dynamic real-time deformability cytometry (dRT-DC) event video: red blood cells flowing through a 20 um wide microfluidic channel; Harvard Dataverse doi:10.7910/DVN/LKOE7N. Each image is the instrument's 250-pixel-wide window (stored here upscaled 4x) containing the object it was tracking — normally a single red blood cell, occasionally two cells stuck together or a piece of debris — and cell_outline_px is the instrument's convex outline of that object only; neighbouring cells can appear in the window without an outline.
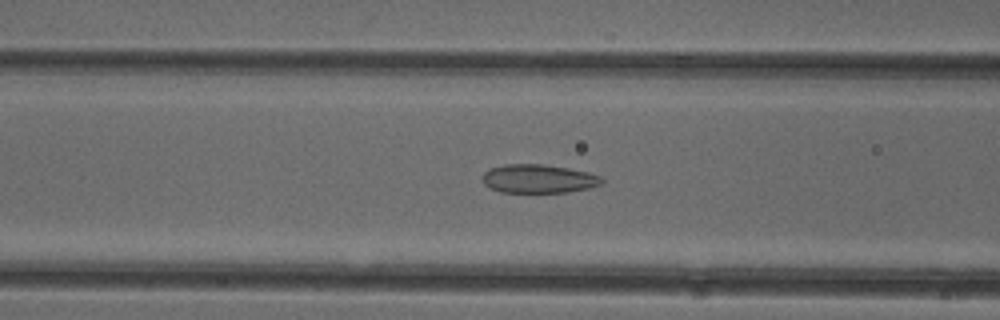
{"species": "common noctule bat (a hibernating species)", "species_latin": "Nyctalus noctula", "temperature_condition": "cold", "stored_images_in_passage": 39, "camera_frame_rate_fps": 3000, "um_per_image_px": 0.085, "animal": {"sex": "female"}, "frame": {"image": 1, "passage_image": 12, "time_ms": 3.667, "image_size_px": [1000, 320], "cell_outline_px": [[604, 180], [600, 184], [588, 188], [568, 192], [500, 192], [488, 188], [480, 180], [484, 172], [488, 168], [504, 164], [544, 164], [568, 168], [588, 172], [600, 176]], "centroid_in_image_um": [45.7, 15.19], "position_along_channel_um": 120.9, "area_um2": 20.11}}
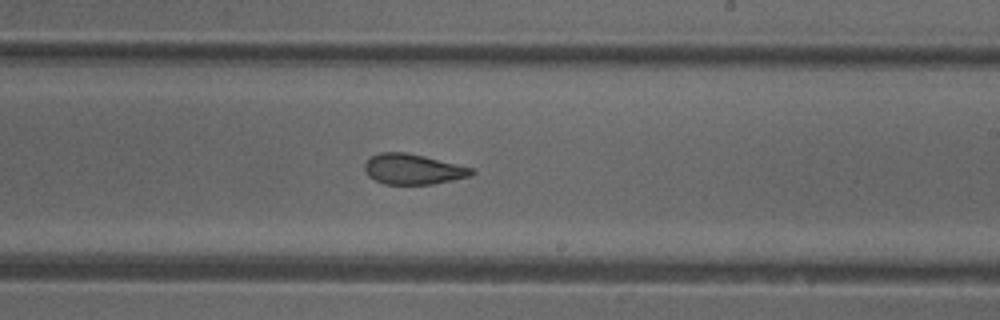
{"frame": {"image": 2, "passage_image": 22, "time_ms": 7.0, "image_size_px": [1000, 320], "cell_outline_px": [[476, 172], [472, 176], [432, 184], [384, 184], [368, 176], [364, 168], [364, 164], [372, 156], [380, 152], [408, 152], [472, 168]], "centroid_in_image_um": [35.1, 14.38], "position_along_channel_um": 253.9, "area_um2": 18.84}}
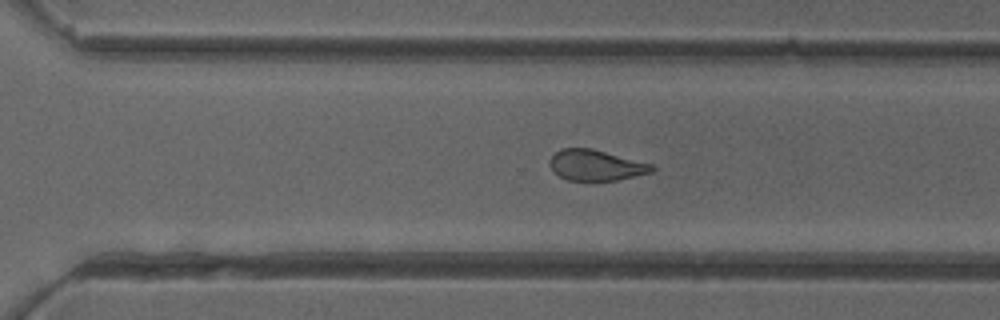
{"frame": {"image": 3, "passage_image": 27, "time_ms": 8.667, "image_size_px": [1000, 320], "cell_outline_px": [[656, 168], [652, 172], [616, 180], [568, 180], [560, 176], [548, 164], [548, 160], [560, 148], [592, 148], [652, 164]], "centroid_in_image_um": [50.64, 14.03], "position_along_channel_um": 320.0, "area_um2": 18.15}, "authors_computed_cell_mechanics": {"area_um2": 20.808, "velocity_mm_per_s": 3.9799, "shape_relaxation_time_tau1_ms": 8.0956, "shape_relaxation_time_tau2_ms": 1.5322, "deformation_change_tau1": 0.1509, "deformation_change_tau2": 0.0861}}